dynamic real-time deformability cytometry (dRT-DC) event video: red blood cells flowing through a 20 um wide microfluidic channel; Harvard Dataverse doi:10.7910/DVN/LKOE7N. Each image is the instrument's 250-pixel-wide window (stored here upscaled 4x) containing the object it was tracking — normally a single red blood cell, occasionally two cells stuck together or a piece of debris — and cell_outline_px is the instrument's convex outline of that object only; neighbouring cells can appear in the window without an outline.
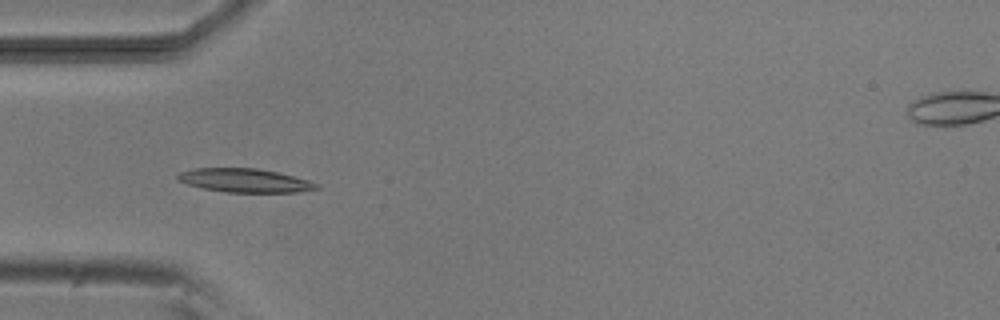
{"species": "common noctule bat (a hibernating species)", "species_latin": "Nyctalus noctula", "temperature_condition": "room temperature", "stored_images_in_passage": 10, "camera_frame_rate_fps": 3000, "um_per_image_px": 0.085, "animal": {"sex": "male", "body_mass_g": 20.5, "forearm_length_mm": 52.5}, "frame": {"image": 1, "passage_image": 5, "time_ms": 4.667, "image_size_px": [1000, 320], "cell_outline_px": [[320, 188], [300, 192], [228, 192], [204, 188], [188, 184], [176, 180], [176, 176], [180, 172], [192, 168], [256, 168], [276, 172], [308, 180], [320, 184]], "centroid_in_image_um": [20.8, 15.33], "position_along_channel_um": 64.2, "area_um2": 19.07}}
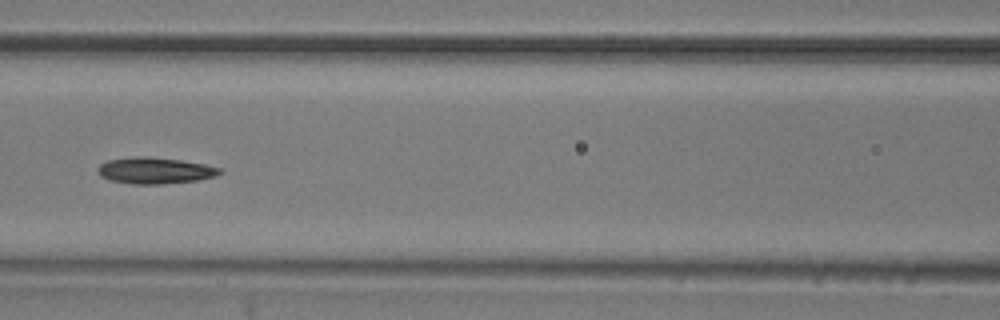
{"frame": {"image": 2, "passage_image": 7, "time_ms": 7.0, "image_size_px": [1000, 320], "cell_outline_px": [[224, 172], [216, 176], [196, 180], [164, 184], [132, 184], [108, 180], [100, 176], [96, 168], [100, 164], [108, 160], [136, 156], [148, 156], [180, 160], [204, 164], [220, 168]], "centroid_in_image_um": [13.14, 14.5], "position_along_channel_um": 153.5, "area_um2": 18.84}}
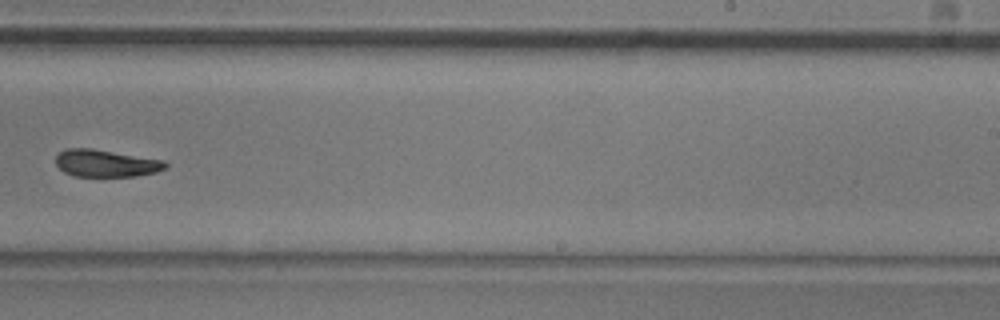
{"frame": {"image": 3, "passage_image": 10, "time_ms": 10.333, "image_size_px": [1000, 320], "cell_outline_px": [[168, 168], [156, 172], [136, 176], [72, 176], [64, 172], [56, 164], [56, 156], [60, 152], [68, 148], [92, 148], [164, 160], [168, 164]], "centroid_in_image_um": [9.02, 13.88], "position_along_channel_um": 280.0, "area_um2": 17.46}}